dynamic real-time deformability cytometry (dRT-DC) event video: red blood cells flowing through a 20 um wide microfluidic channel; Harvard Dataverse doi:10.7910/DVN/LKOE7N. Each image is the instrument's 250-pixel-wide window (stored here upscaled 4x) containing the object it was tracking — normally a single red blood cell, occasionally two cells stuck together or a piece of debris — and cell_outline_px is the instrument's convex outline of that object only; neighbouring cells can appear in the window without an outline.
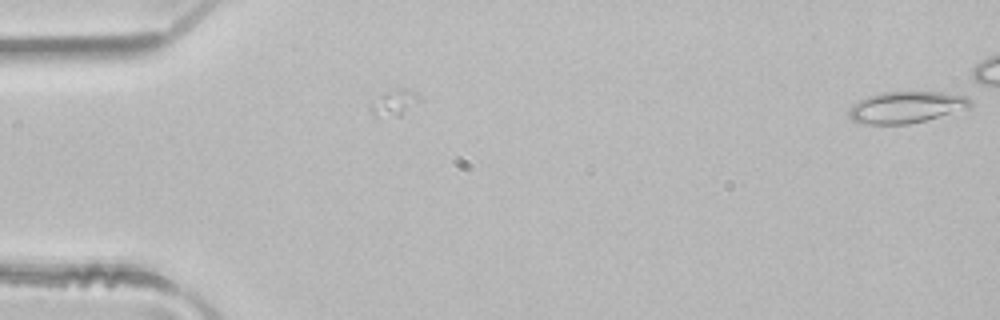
{"species": "common noctule bat (a hibernating species)", "species_latin": "Nyctalus noctula", "temperature_condition": "room temperature", "stored_images_in_passage": 6, "camera_frame_rate_fps": 3000, "um_per_image_px": 0.085, "animal": {"sex": "male", "body_mass_g": 21.5, "forearm_length_mm": 52.0}, "frame": {"image": 1, "passage_image": 6, "time_ms": 1.667, "image_size_px": [1000, 320], "cell_outline_px": [[972, 104], [968, 108], [924, 120], [908, 124], [856, 124], [848, 116], [848, 108], [852, 104], [868, 96], [880, 92], [940, 92], [964, 96], [972, 100]], "centroid_in_image_um": [76.95, 9.12], "position_along_channel_um": 8.1, "area_um2": 22.31}}